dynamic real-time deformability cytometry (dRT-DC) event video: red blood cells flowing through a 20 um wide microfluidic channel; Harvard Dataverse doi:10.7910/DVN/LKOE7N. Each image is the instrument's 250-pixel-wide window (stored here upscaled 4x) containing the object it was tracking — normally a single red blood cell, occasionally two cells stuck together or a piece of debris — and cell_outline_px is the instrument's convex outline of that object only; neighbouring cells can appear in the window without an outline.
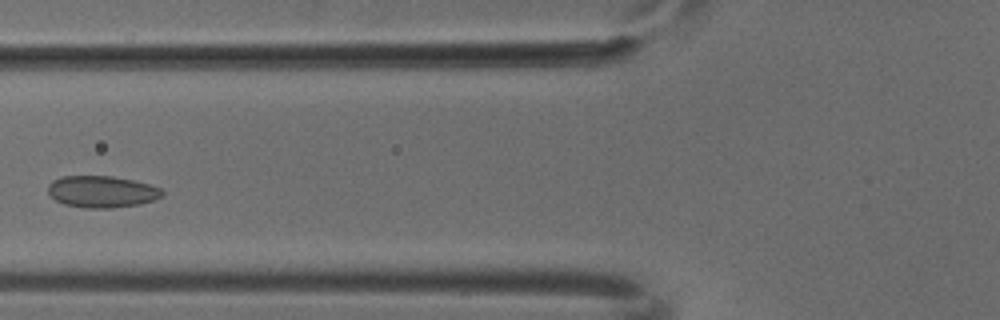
{"species": "common noctule bat (a hibernating species)", "species_latin": "Nyctalus noctula", "temperature_condition": "cold", "stored_images_in_passage": 5, "camera_frame_rate_fps": 3000, "um_per_image_px": 0.085, "animal": {"sex": "male", "body_mass_g": 18.8}, "frame": {"image": 1, "passage_image": 4, "time_ms": 1.0, "image_size_px": [1000, 320], "cell_outline_px": [[164, 196], [156, 200], [140, 204], [112, 208], [84, 208], [64, 204], [56, 200], [48, 192], [48, 184], [52, 180], [60, 176], [112, 176], [132, 180], [148, 184], [160, 188], [164, 192]], "centroid_in_image_um": [8.67, 16.29], "position_along_channel_um": 117.1, "area_um2": 21.27}}
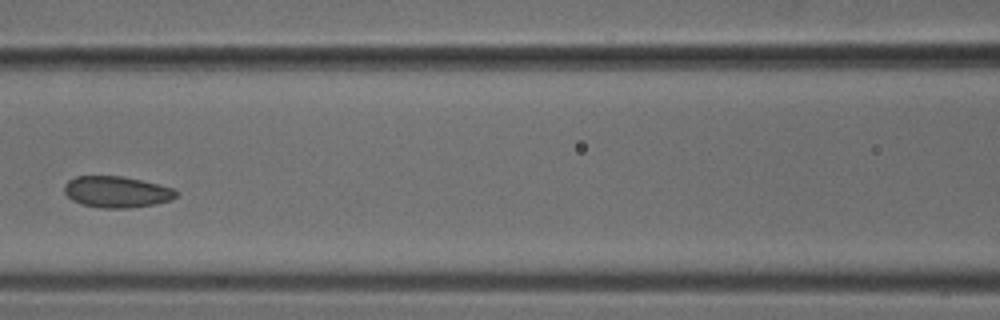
{"frame": {"image": 2, "passage_image": 5, "time_ms": 1.333, "image_size_px": [1000, 320], "cell_outline_px": [[180, 192], [176, 196], [168, 200], [156, 204], [128, 208], [104, 208], [80, 204], [72, 200], [64, 192], [64, 184], [68, 180], [76, 176], [124, 176], [172, 188]], "centroid_in_image_um": [9.88, 16.31], "position_along_channel_um": 156.7, "area_um2": 20.35}}